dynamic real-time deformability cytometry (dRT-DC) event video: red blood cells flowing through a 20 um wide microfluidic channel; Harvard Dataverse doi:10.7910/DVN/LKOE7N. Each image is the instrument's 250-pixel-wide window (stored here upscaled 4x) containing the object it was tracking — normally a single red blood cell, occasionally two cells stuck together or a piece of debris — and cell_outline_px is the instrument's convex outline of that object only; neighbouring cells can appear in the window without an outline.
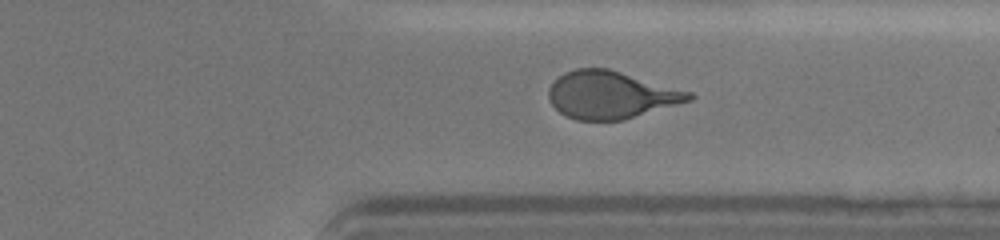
{"species": "human", "species_latin": "Homo sapiens", "temperature_condition": "cold", "stored_images_in_passage": 38, "camera_frame_rate_fps": 3000, "um_per_image_px": 0.085, "donor": {"sex": "female"}, "frame": {"image": 1, "passage_image": 27, "time_ms": 8.667, "image_size_px": [1000, 240], "cell_outline_px": [[696, 96], [692, 100], [624, 120], [576, 120], [560, 112], [552, 104], [548, 96], [548, 88], [564, 72], [576, 68], [608, 68], [692, 92]], "centroid_in_image_um": [51.95, 8.06], "position_along_channel_um": 359.5, "area_um2": 38.73}}
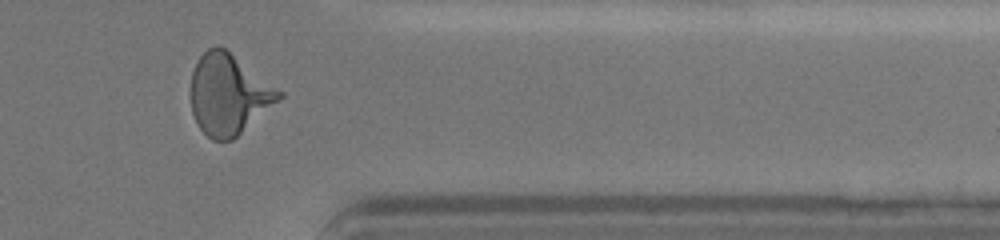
{"frame": {"image": 2, "passage_image": 30, "time_ms": 9.667, "image_size_px": [1000, 240], "cell_outline_px": [[284, 96], [232, 140], [212, 140], [200, 128], [192, 112], [192, 72], [196, 60], [208, 48], [216, 44], [220, 44], [284, 92]], "centroid_in_image_um": [19.44, 7.98], "position_along_channel_um": 392.0, "area_um2": 41.15}}
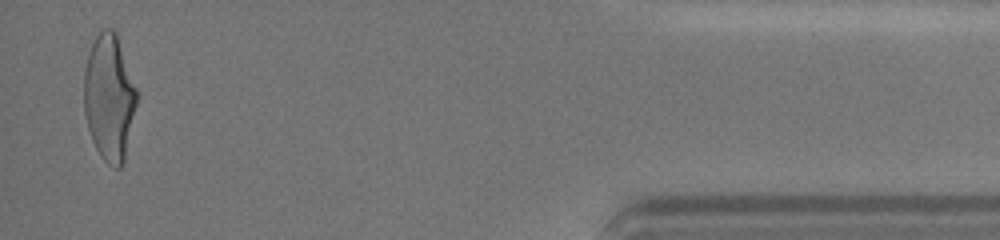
{"frame": {"image": 3, "passage_image": 37, "time_ms": 12.0, "image_size_px": [1000, 240], "cell_outline_px": [[136, 104], [124, 160], [120, 168], [116, 168], [108, 164], [100, 156], [92, 140], [88, 128], [84, 112], [84, 72], [88, 56], [92, 44], [96, 36], [104, 28], [112, 28], [116, 32], [136, 88]], "centroid_in_image_um": [9.27, 8.29], "position_along_channel_um": 425.9, "area_um2": 38.32}, "authors_computed_cell_mechanics": {"area_um2": 39.1884, "velocity_mm_per_s": 3.603, "shape_relaxation_time_tau1_ms": 4.4366, "shape_relaxation_time_tau2_ms": 0.8619, "deformation_change_tau1": 0.185, "deformation_change_tau2": 0.0851}}